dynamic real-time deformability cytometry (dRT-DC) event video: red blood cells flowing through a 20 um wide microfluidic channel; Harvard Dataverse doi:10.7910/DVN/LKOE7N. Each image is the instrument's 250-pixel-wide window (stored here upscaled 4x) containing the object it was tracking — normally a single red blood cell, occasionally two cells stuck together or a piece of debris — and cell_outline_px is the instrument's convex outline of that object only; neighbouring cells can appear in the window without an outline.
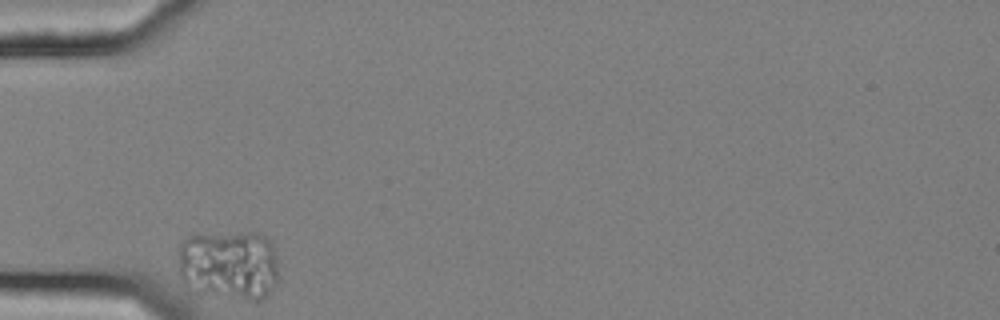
{"species": "common noctule bat (a hibernating species)", "species_latin": "Nyctalus noctula", "temperature_condition": "cold", "stored_images_in_passage": 32, "camera_frame_rate_fps": 3000, "um_per_image_px": 0.085, "animal": {"sex": "female", "body_mass_g": 25.1}, "frame": {"image": 1, "passage_image": 1, "time_ms": 0.0, "image_size_px": [1000, 320], "cell_outline_px": [[276, 280], [268, 296], [260, 300], [256, 300], [200, 292], [184, 284], [180, 276], [180, 244], [188, 236], [240, 232], [260, 232], [268, 236], [272, 240], [276, 256]], "centroid_in_image_um": [19.51, 22.47], "position_along_channel_um": 65.5, "area_um2": 40.81}}
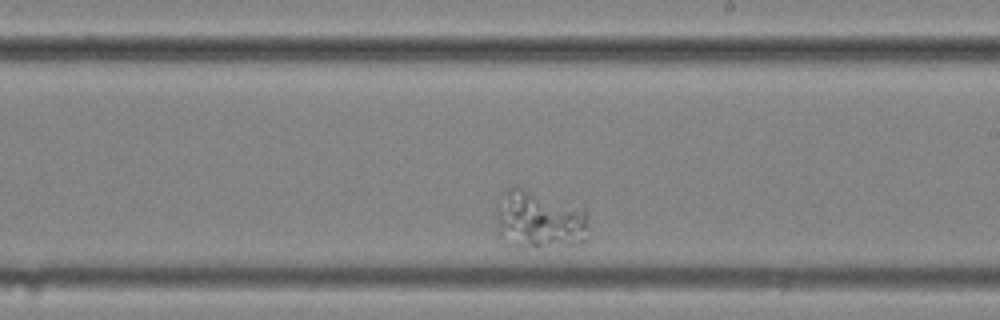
{"frame": {"image": 2, "passage_image": 19, "time_ms": 6.0, "image_size_px": [1000, 320], "cell_outline_px": [[588, 240], [584, 244], [520, 248], [516, 248], [500, 236], [496, 232], [496, 200], [508, 188], [520, 188], [560, 200], [584, 208], [588, 216]], "centroid_in_image_um": [45.84, 18.72], "position_along_channel_um": 243.2, "area_um2": 31.96}}
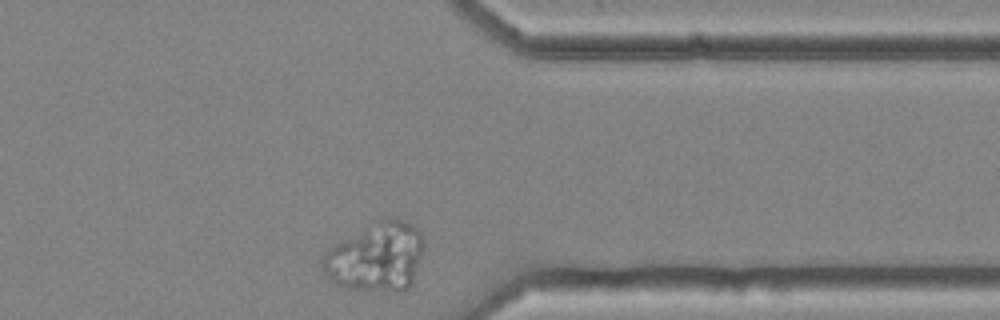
{"frame": {"image": 3, "passage_image": 32, "time_ms": 10.333, "image_size_px": [1000, 320], "cell_outline_px": [[424, 244], [412, 284], [408, 288], [348, 288], [336, 284], [324, 272], [320, 264], [320, 260], [324, 252], [336, 244], [384, 216], [396, 216], [412, 224], [424, 236]], "centroid_in_image_um": [31.98, 21.76], "position_along_channel_um": 379.4, "area_um2": 39.88}}